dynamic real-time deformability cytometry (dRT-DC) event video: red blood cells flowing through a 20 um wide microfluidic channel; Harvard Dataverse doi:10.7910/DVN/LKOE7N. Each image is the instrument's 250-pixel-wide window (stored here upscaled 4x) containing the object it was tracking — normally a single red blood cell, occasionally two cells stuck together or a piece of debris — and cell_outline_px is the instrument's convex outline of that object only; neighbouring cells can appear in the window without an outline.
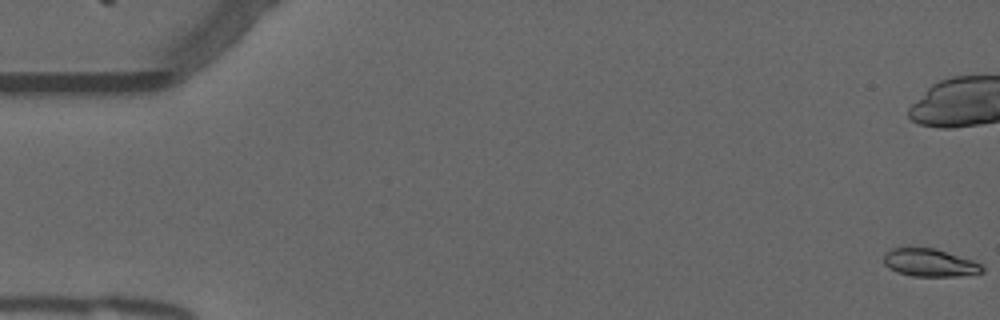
{"species": "common noctule bat (a hibernating species)", "species_latin": "Nyctalus noctula", "temperature_condition": "warm", "stored_images_in_passage": 56, "camera_frame_rate_fps": 3000, "um_per_image_px": 0.085, "animal": {"sex": "male", "forearm_length_mm": 52.5}, "frame": {"image": 1, "passage_image": 1, "time_ms": 0.0, "image_size_px": [1000, 320], "cell_outline_px": [[984, 272], [956, 276], [912, 276], [896, 272], [888, 268], [884, 264], [884, 252], [892, 248], [908, 244], [936, 248], [972, 260], [980, 264], [984, 268]], "centroid_in_image_um": [78.94, 22.28], "position_along_channel_um": 6.1, "area_um2": 16.59}}
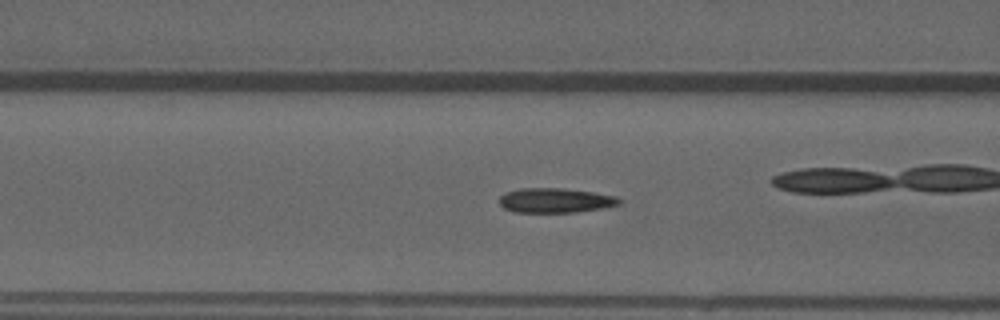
{"frame": {"image": 2, "passage_image": 22, "time_ms": 7.0, "image_size_px": [1000, 320], "cell_outline_px": [[620, 204], [600, 208], [576, 212], [516, 212], [504, 208], [500, 204], [500, 196], [504, 192], [520, 188], [560, 188], [592, 192], [616, 196], [620, 200]], "centroid_in_image_um": [47.16, 17.03], "position_along_channel_um": 119.4, "area_um2": 17.05}}
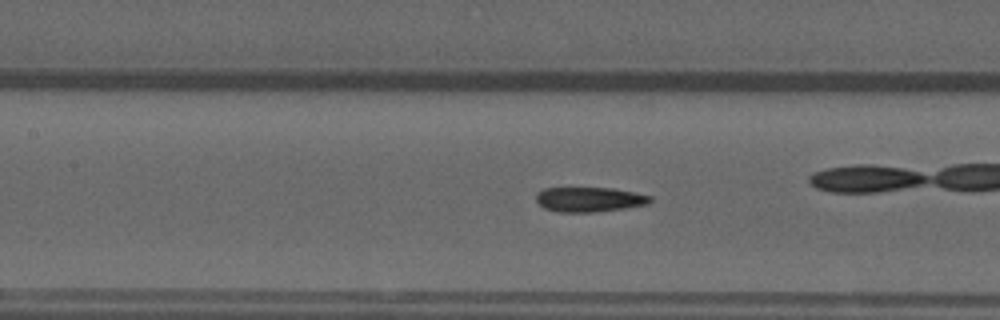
{"frame": {"image": 3, "passage_image": 25, "time_ms": 8.0, "image_size_px": [1000, 320], "cell_outline_px": [[652, 200], [648, 204], [624, 208], [596, 212], [556, 212], [544, 208], [536, 200], [536, 192], [544, 188], [612, 188], [636, 192], [652, 196]], "centroid_in_image_um": [50.09, 16.95], "position_along_channel_um": 157.3, "area_um2": 16.59}, "authors_computed_cell_mechanics": {"area_um2": 16.5886, "velocity_mm_per_s": 3.7878, "shape_relaxation_time_tau1_ms": 10.153, "shape_relaxation_time_tau2_ms": 2.4638, "deformation_change_tau1": 0.2493, "deformation_change_tau2": 0.0798}}